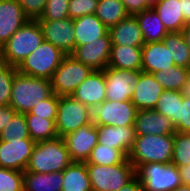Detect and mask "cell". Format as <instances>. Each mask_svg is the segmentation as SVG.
Masks as SVG:
<instances>
[{
	"mask_svg": "<svg viewBox=\"0 0 190 191\" xmlns=\"http://www.w3.org/2000/svg\"><path fill=\"white\" fill-rule=\"evenodd\" d=\"M44 42L38 20H29L0 48V61L18 67Z\"/></svg>",
	"mask_w": 190,
	"mask_h": 191,
	"instance_id": "6da1fadb",
	"label": "cell"
},
{
	"mask_svg": "<svg viewBox=\"0 0 190 191\" xmlns=\"http://www.w3.org/2000/svg\"><path fill=\"white\" fill-rule=\"evenodd\" d=\"M53 94L50 80L15 73L9 105L25 114Z\"/></svg>",
	"mask_w": 190,
	"mask_h": 191,
	"instance_id": "7a4b0ae2",
	"label": "cell"
},
{
	"mask_svg": "<svg viewBox=\"0 0 190 191\" xmlns=\"http://www.w3.org/2000/svg\"><path fill=\"white\" fill-rule=\"evenodd\" d=\"M72 162L63 138L36 142L26 171L37 173L63 172Z\"/></svg>",
	"mask_w": 190,
	"mask_h": 191,
	"instance_id": "3957f363",
	"label": "cell"
},
{
	"mask_svg": "<svg viewBox=\"0 0 190 191\" xmlns=\"http://www.w3.org/2000/svg\"><path fill=\"white\" fill-rule=\"evenodd\" d=\"M173 134L136 136L128 160L136 168L153 162L171 163Z\"/></svg>",
	"mask_w": 190,
	"mask_h": 191,
	"instance_id": "277c9868",
	"label": "cell"
},
{
	"mask_svg": "<svg viewBox=\"0 0 190 191\" xmlns=\"http://www.w3.org/2000/svg\"><path fill=\"white\" fill-rule=\"evenodd\" d=\"M92 191H118L135 176V167L127 159L111 166L86 164Z\"/></svg>",
	"mask_w": 190,
	"mask_h": 191,
	"instance_id": "5b68a950",
	"label": "cell"
},
{
	"mask_svg": "<svg viewBox=\"0 0 190 191\" xmlns=\"http://www.w3.org/2000/svg\"><path fill=\"white\" fill-rule=\"evenodd\" d=\"M135 174L144 191H172L182 184L178 167L172 163L140 164Z\"/></svg>",
	"mask_w": 190,
	"mask_h": 191,
	"instance_id": "8992f818",
	"label": "cell"
},
{
	"mask_svg": "<svg viewBox=\"0 0 190 191\" xmlns=\"http://www.w3.org/2000/svg\"><path fill=\"white\" fill-rule=\"evenodd\" d=\"M66 56L60 49L44 41L17 67L23 75L50 80Z\"/></svg>",
	"mask_w": 190,
	"mask_h": 191,
	"instance_id": "52a82bcc",
	"label": "cell"
},
{
	"mask_svg": "<svg viewBox=\"0 0 190 191\" xmlns=\"http://www.w3.org/2000/svg\"><path fill=\"white\" fill-rule=\"evenodd\" d=\"M93 122L92 109L72 96H59L56 114L58 137H64Z\"/></svg>",
	"mask_w": 190,
	"mask_h": 191,
	"instance_id": "ba28073f",
	"label": "cell"
},
{
	"mask_svg": "<svg viewBox=\"0 0 190 191\" xmlns=\"http://www.w3.org/2000/svg\"><path fill=\"white\" fill-rule=\"evenodd\" d=\"M92 72L89 66L66 55L50 78L53 93L57 96H71Z\"/></svg>",
	"mask_w": 190,
	"mask_h": 191,
	"instance_id": "9c48e42d",
	"label": "cell"
},
{
	"mask_svg": "<svg viewBox=\"0 0 190 191\" xmlns=\"http://www.w3.org/2000/svg\"><path fill=\"white\" fill-rule=\"evenodd\" d=\"M141 70L104 69L106 100L130 101L140 77Z\"/></svg>",
	"mask_w": 190,
	"mask_h": 191,
	"instance_id": "30bf717a",
	"label": "cell"
},
{
	"mask_svg": "<svg viewBox=\"0 0 190 191\" xmlns=\"http://www.w3.org/2000/svg\"><path fill=\"white\" fill-rule=\"evenodd\" d=\"M137 109L130 101L105 100L92 110L95 125L129 126L134 125Z\"/></svg>",
	"mask_w": 190,
	"mask_h": 191,
	"instance_id": "8fae6325",
	"label": "cell"
},
{
	"mask_svg": "<svg viewBox=\"0 0 190 191\" xmlns=\"http://www.w3.org/2000/svg\"><path fill=\"white\" fill-rule=\"evenodd\" d=\"M43 33L44 41L51 43L64 54L71 55L75 50L74 20H38Z\"/></svg>",
	"mask_w": 190,
	"mask_h": 191,
	"instance_id": "7c38bea8",
	"label": "cell"
},
{
	"mask_svg": "<svg viewBox=\"0 0 190 191\" xmlns=\"http://www.w3.org/2000/svg\"><path fill=\"white\" fill-rule=\"evenodd\" d=\"M35 144L31 138L0 140V167L24 172Z\"/></svg>",
	"mask_w": 190,
	"mask_h": 191,
	"instance_id": "4fadbf2b",
	"label": "cell"
},
{
	"mask_svg": "<svg viewBox=\"0 0 190 191\" xmlns=\"http://www.w3.org/2000/svg\"><path fill=\"white\" fill-rule=\"evenodd\" d=\"M62 138L72 162H86L98 143L97 126L92 122Z\"/></svg>",
	"mask_w": 190,
	"mask_h": 191,
	"instance_id": "5bb4252c",
	"label": "cell"
},
{
	"mask_svg": "<svg viewBox=\"0 0 190 191\" xmlns=\"http://www.w3.org/2000/svg\"><path fill=\"white\" fill-rule=\"evenodd\" d=\"M111 50V36L109 31L90 44L75 48L71 56L94 70H104L108 67Z\"/></svg>",
	"mask_w": 190,
	"mask_h": 191,
	"instance_id": "9a60e30c",
	"label": "cell"
},
{
	"mask_svg": "<svg viewBox=\"0 0 190 191\" xmlns=\"http://www.w3.org/2000/svg\"><path fill=\"white\" fill-rule=\"evenodd\" d=\"M92 110L106 100L104 70H94L71 95Z\"/></svg>",
	"mask_w": 190,
	"mask_h": 191,
	"instance_id": "2e32d148",
	"label": "cell"
},
{
	"mask_svg": "<svg viewBox=\"0 0 190 191\" xmlns=\"http://www.w3.org/2000/svg\"><path fill=\"white\" fill-rule=\"evenodd\" d=\"M28 21L17 0H0V48Z\"/></svg>",
	"mask_w": 190,
	"mask_h": 191,
	"instance_id": "e0dca14e",
	"label": "cell"
},
{
	"mask_svg": "<svg viewBox=\"0 0 190 191\" xmlns=\"http://www.w3.org/2000/svg\"><path fill=\"white\" fill-rule=\"evenodd\" d=\"M134 127L136 136L167 135L176 132L171 120L155 109L137 110Z\"/></svg>",
	"mask_w": 190,
	"mask_h": 191,
	"instance_id": "ac0fdd59",
	"label": "cell"
},
{
	"mask_svg": "<svg viewBox=\"0 0 190 191\" xmlns=\"http://www.w3.org/2000/svg\"><path fill=\"white\" fill-rule=\"evenodd\" d=\"M98 143L120 149L127 157L132 150L136 132L134 125L109 126L96 125Z\"/></svg>",
	"mask_w": 190,
	"mask_h": 191,
	"instance_id": "d6986e66",
	"label": "cell"
},
{
	"mask_svg": "<svg viewBox=\"0 0 190 191\" xmlns=\"http://www.w3.org/2000/svg\"><path fill=\"white\" fill-rule=\"evenodd\" d=\"M164 91L152 73L141 71L131 102L137 110L155 109L159 97Z\"/></svg>",
	"mask_w": 190,
	"mask_h": 191,
	"instance_id": "ffe728a7",
	"label": "cell"
},
{
	"mask_svg": "<svg viewBox=\"0 0 190 191\" xmlns=\"http://www.w3.org/2000/svg\"><path fill=\"white\" fill-rule=\"evenodd\" d=\"M175 66L170 49L161 42H149L142 46L141 71L155 73Z\"/></svg>",
	"mask_w": 190,
	"mask_h": 191,
	"instance_id": "44dd1931",
	"label": "cell"
},
{
	"mask_svg": "<svg viewBox=\"0 0 190 191\" xmlns=\"http://www.w3.org/2000/svg\"><path fill=\"white\" fill-rule=\"evenodd\" d=\"M111 45L142 47L145 42L135 15H128L109 29Z\"/></svg>",
	"mask_w": 190,
	"mask_h": 191,
	"instance_id": "7402d4cb",
	"label": "cell"
},
{
	"mask_svg": "<svg viewBox=\"0 0 190 191\" xmlns=\"http://www.w3.org/2000/svg\"><path fill=\"white\" fill-rule=\"evenodd\" d=\"M108 31L109 29L95 14L74 19L75 48L96 41V39L103 37Z\"/></svg>",
	"mask_w": 190,
	"mask_h": 191,
	"instance_id": "603a6c76",
	"label": "cell"
},
{
	"mask_svg": "<svg viewBox=\"0 0 190 191\" xmlns=\"http://www.w3.org/2000/svg\"><path fill=\"white\" fill-rule=\"evenodd\" d=\"M152 8L169 33L181 32L187 24L182 15V0H161Z\"/></svg>",
	"mask_w": 190,
	"mask_h": 191,
	"instance_id": "cb8c5ba5",
	"label": "cell"
},
{
	"mask_svg": "<svg viewBox=\"0 0 190 191\" xmlns=\"http://www.w3.org/2000/svg\"><path fill=\"white\" fill-rule=\"evenodd\" d=\"M142 47L111 45L108 67L141 70Z\"/></svg>",
	"mask_w": 190,
	"mask_h": 191,
	"instance_id": "d4e9b609",
	"label": "cell"
},
{
	"mask_svg": "<svg viewBox=\"0 0 190 191\" xmlns=\"http://www.w3.org/2000/svg\"><path fill=\"white\" fill-rule=\"evenodd\" d=\"M24 191H61L63 172L37 173L24 171Z\"/></svg>",
	"mask_w": 190,
	"mask_h": 191,
	"instance_id": "484cf974",
	"label": "cell"
},
{
	"mask_svg": "<svg viewBox=\"0 0 190 191\" xmlns=\"http://www.w3.org/2000/svg\"><path fill=\"white\" fill-rule=\"evenodd\" d=\"M135 16L139 22L145 43L161 42L169 33L152 7L135 14Z\"/></svg>",
	"mask_w": 190,
	"mask_h": 191,
	"instance_id": "4316f807",
	"label": "cell"
},
{
	"mask_svg": "<svg viewBox=\"0 0 190 191\" xmlns=\"http://www.w3.org/2000/svg\"><path fill=\"white\" fill-rule=\"evenodd\" d=\"M61 191H92L85 162H71L63 171Z\"/></svg>",
	"mask_w": 190,
	"mask_h": 191,
	"instance_id": "83f0119b",
	"label": "cell"
},
{
	"mask_svg": "<svg viewBox=\"0 0 190 191\" xmlns=\"http://www.w3.org/2000/svg\"><path fill=\"white\" fill-rule=\"evenodd\" d=\"M95 15L110 29L129 14L121 0H99Z\"/></svg>",
	"mask_w": 190,
	"mask_h": 191,
	"instance_id": "f1b7e54d",
	"label": "cell"
},
{
	"mask_svg": "<svg viewBox=\"0 0 190 191\" xmlns=\"http://www.w3.org/2000/svg\"><path fill=\"white\" fill-rule=\"evenodd\" d=\"M30 138L35 142L52 140L58 137L55 120L25 114Z\"/></svg>",
	"mask_w": 190,
	"mask_h": 191,
	"instance_id": "f546056e",
	"label": "cell"
},
{
	"mask_svg": "<svg viewBox=\"0 0 190 191\" xmlns=\"http://www.w3.org/2000/svg\"><path fill=\"white\" fill-rule=\"evenodd\" d=\"M183 95L180 91H164L155 107V110L171 120L176 126L180 122V111Z\"/></svg>",
	"mask_w": 190,
	"mask_h": 191,
	"instance_id": "4dcf8cb0",
	"label": "cell"
},
{
	"mask_svg": "<svg viewBox=\"0 0 190 191\" xmlns=\"http://www.w3.org/2000/svg\"><path fill=\"white\" fill-rule=\"evenodd\" d=\"M163 43L170 49L171 58L176 66L190 69V50L181 32L168 33Z\"/></svg>",
	"mask_w": 190,
	"mask_h": 191,
	"instance_id": "1f68e13d",
	"label": "cell"
},
{
	"mask_svg": "<svg viewBox=\"0 0 190 191\" xmlns=\"http://www.w3.org/2000/svg\"><path fill=\"white\" fill-rule=\"evenodd\" d=\"M190 69L180 66L169 67V69L160 70L152 73L155 80L166 90L181 91L187 80Z\"/></svg>",
	"mask_w": 190,
	"mask_h": 191,
	"instance_id": "d6a6232c",
	"label": "cell"
},
{
	"mask_svg": "<svg viewBox=\"0 0 190 191\" xmlns=\"http://www.w3.org/2000/svg\"><path fill=\"white\" fill-rule=\"evenodd\" d=\"M127 159L128 157L120 149L97 143L85 163L111 166L124 163Z\"/></svg>",
	"mask_w": 190,
	"mask_h": 191,
	"instance_id": "836d02e7",
	"label": "cell"
},
{
	"mask_svg": "<svg viewBox=\"0 0 190 191\" xmlns=\"http://www.w3.org/2000/svg\"><path fill=\"white\" fill-rule=\"evenodd\" d=\"M171 163L176 167L190 164V133L175 132L173 134V152Z\"/></svg>",
	"mask_w": 190,
	"mask_h": 191,
	"instance_id": "e575fe53",
	"label": "cell"
},
{
	"mask_svg": "<svg viewBox=\"0 0 190 191\" xmlns=\"http://www.w3.org/2000/svg\"><path fill=\"white\" fill-rule=\"evenodd\" d=\"M30 138L25 114L16 113L0 132V140Z\"/></svg>",
	"mask_w": 190,
	"mask_h": 191,
	"instance_id": "d590c367",
	"label": "cell"
},
{
	"mask_svg": "<svg viewBox=\"0 0 190 191\" xmlns=\"http://www.w3.org/2000/svg\"><path fill=\"white\" fill-rule=\"evenodd\" d=\"M17 67L0 61V106L9 105Z\"/></svg>",
	"mask_w": 190,
	"mask_h": 191,
	"instance_id": "8d00e7d4",
	"label": "cell"
},
{
	"mask_svg": "<svg viewBox=\"0 0 190 191\" xmlns=\"http://www.w3.org/2000/svg\"><path fill=\"white\" fill-rule=\"evenodd\" d=\"M24 174L0 167V191H24Z\"/></svg>",
	"mask_w": 190,
	"mask_h": 191,
	"instance_id": "74e56055",
	"label": "cell"
},
{
	"mask_svg": "<svg viewBox=\"0 0 190 191\" xmlns=\"http://www.w3.org/2000/svg\"><path fill=\"white\" fill-rule=\"evenodd\" d=\"M70 0H46V6L38 20H61L69 17Z\"/></svg>",
	"mask_w": 190,
	"mask_h": 191,
	"instance_id": "f35d334b",
	"label": "cell"
},
{
	"mask_svg": "<svg viewBox=\"0 0 190 191\" xmlns=\"http://www.w3.org/2000/svg\"><path fill=\"white\" fill-rule=\"evenodd\" d=\"M58 102L59 96L53 93L49 98L43 100L25 114H34L38 117L56 120Z\"/></svg>",
	"mask_w": 190,
	"mask_h": 191,
	"instance_id": "ab89813d",
	"label": "cell"
},
{
	"mask_svg": "<svg viewBox=\"0 0 190 191\" xmlns=\"http://www.w3.org/2000/svg\"><path fill=\"white\" fill-rule=\"evenodd\" d=\"M99 0H70L69 2V18L77 19L81 16L95 14Z\"/></svg>",
	"mask_w": 190,
	"mask_h": 191,
	"instance_id": "60d3db41",
	"label": "cell"
},
{
	"mask_svg": "<svg viewBox=\"0 0 190 191\" xmlns=\"http://www.w3.org/2000/svg\"><path fill=\"white\" fill-rule=\"evenodd\" d=\"M29 20H38L46 6V0H17Z\"/></svg>",
	"mask_w": 190,
	"mask_h": 191,
	"instance_id": "b9f144b4",
	"label": "cell"
},
{
	"mask_svg": "<svg viewBox=\"0 0 190 191\" xmlns=\"http://www.w3.org/2000/svg\"><path fill=\"white\" fill-rule=\"evenodd\" d=\"M180 122L175 126L176 132H189L190 133V98H182Z\"/></svg>",
	"mask_w": 190,
	"mask_h": 191,
	"instance_id": "7bdbcfd3",
	"label": "cell"
},
{
	"mask_svg": "<svg viewBox=\"0 0 190 191\" xmlns=\"http://www.w3.org/2000/svg\"><path fill=\"white\" fill-rule=\"evenodd\" d=\"M129 15H135L151 8L150 0H121Z\"/></svg>",
	"mask_w": 190,
	"mask_h": 191,
	"instance_id": "ee69618b",
	"label": "cell"
},
{
	"mask_svg": "<svg viewBox=\"0 0 190 191\" xmlns=\"http://www.w3.org/2000/svg\"><path fill=\"white\" fill-rule=\"evenodd\" d=\"M16 113L17 112L10 105L0 106V132Z\"/></svg>",
	"mask_w": 190,
	"mask_h": 191,
	"instance_id": "f6af8a7d",
	"label": "cell"
},
{
	"mask_svg": "<svg viewBox=\"0 0 190 191\" xmlns=\"http://www.w3.org/2000/svg\"><path fill=\"white\" fill-rule=\"evenodd\" d=\"M118 191H144L139 179L135 176L126 185L122 186Z\"/></svg>",
	"mask_w": 190,
	"mask_h": 191,
	"instance_id": "bcb514c9",
	"label": "cell"
},
{
	"mask_svg": "<svg viewBox=\"0 0 190 191\" xmlns=\"http://www.w3.org/2000/svg\"><path fill=\"white\" fill-rule=\"evenodd\" d=\"M181 178V183L190 186V164L180 166L178 168Z\"/></svg>",
	"mask_w": 190,
	"mask_h": 191,
	"instance_id": "7dc6e473",
	"label": "cell"
},
{
	"mask_svg": "<svg viewBox=\"0 0 190 191\" xmlns=\"http://www.w3.org/2000/svg\"><path fill=\"white\" fill-rule=\"evenodd\" d=\"M182 15L187 24L190 23V0H182Z\"/></svg>",
	"mask_w": 190,
	"mask_h": 191,
	"instance_id": "c3c4849f",
	"label": "cell"
},
{
	"mask_svg": "<svg viewBox=\"0 0 190 191\" xmlns=\"http://www.w3.org/2000/svg\"><path fill=\"white\" fill-rule=\"evenodd\" d=\"M182 95L184 97H189L190 98V71H189V74L187 76V80L186 82L184 83L181 91Z\"/></svg>",
	"mask_w": 190,
	"mask_h": 191,
	"instance_id": "681fc988",
	"label": "cell"
},
{
	"mask_svg": "<svg viewBox=\"0 0 190 191\" xmlns=\"http://www.w3.org/2000/svg\"><path fill=\"white\" fill-rule=\"evenodd\" d=\"M181 33H182V35L186 41V44L190 50V23L186 24V26L183 28Z\"/></svg>",
	"mask_w": 190,
	"mask_h": 191,
	"instance_id": "f907efd6",
	"label": "cell"
},
{
	"mask_svg": "<svg viewBox=\"0 0 190 191\" xmlns=\"http://www.w3.org/2000/svg\"><path fill=\"white\" fill-rule=\"evenodd\" d=\"M172 191H190V186L181 184L180 186H178L177 188H175Z\"/></svg>",
	"mask_w": 190,
	"mask_h": 191,
	"instance_id": "816d5d0a",
	"label": "cell"
},
{
	"mask_svg": "<svg viewBox=\"0 0 190 191\" xmlns=\"http://www.w3.org/2000/svg\"><path fill=\"white\" fill-rule=\"evenodd\" d=\"M161 0H150V6L152 7L155 3L159 2Z\"/></svg>",
	"mask_w": 190,
	"mask_h": 191,
	"instance_id": "f5cc1de1",
	"label": "cell"
}]
</instances>
